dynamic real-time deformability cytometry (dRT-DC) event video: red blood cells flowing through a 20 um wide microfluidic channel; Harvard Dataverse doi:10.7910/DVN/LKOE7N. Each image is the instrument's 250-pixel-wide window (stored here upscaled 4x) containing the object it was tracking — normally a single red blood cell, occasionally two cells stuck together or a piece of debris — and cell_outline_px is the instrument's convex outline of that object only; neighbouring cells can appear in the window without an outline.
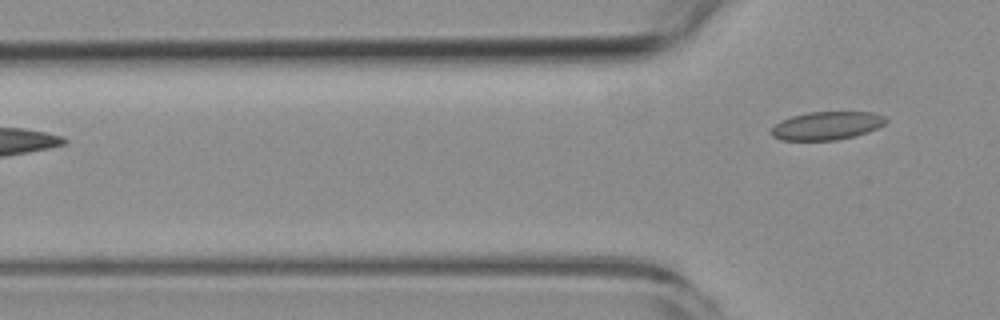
{"species": "common noctule bat (a hibernating species)", "species_latin": "Nyctalus noctula", "temperature_condition": "room temperature", "stored_images_in_passage": 2, "camera_frame_rate_fps": 3000, "um_per_image_px": 0.085, "animal": {"sex": "female", "body_mass_g": 19.3, "forearm_length_mm": 54.1}, "frame": {"image": 1, "passage_image": 2, "time_ms": 1.333, "image_size_px": [1000, 320], "cell_outline_px": [[888, 120], [884, 124], [876, 128], [856, 136], [836, 140], [780, 140], [772, 136], [772, 128], [780, 120], [792, 116], [808, 112], [872, 112], [884, 116]], "centroid_in_image_um": [70.27, 10.68], "position_along_channel_um": 55.5, "area_um2": 18.79}}